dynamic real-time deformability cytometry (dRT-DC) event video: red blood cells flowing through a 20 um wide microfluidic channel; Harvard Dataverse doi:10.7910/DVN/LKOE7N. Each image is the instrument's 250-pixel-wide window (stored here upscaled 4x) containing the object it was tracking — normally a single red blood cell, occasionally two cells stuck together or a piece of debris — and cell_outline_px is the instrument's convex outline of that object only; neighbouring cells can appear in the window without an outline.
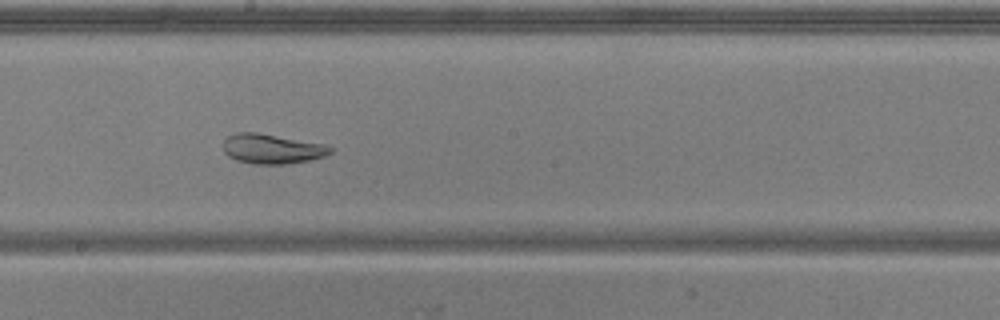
{"species": "common noctule bat (a hibernating species)", "species_latin": "Nyctalus noctula", "temperature_condition": "warm", "stored_images_in_passage": 52, "camera_frame_rate_fps": 3000, "um_per_image_px": 0.085, "animal": {"sex": "male", "body_mass_g": 20.5, "forearm_length_mm": 52.5}, "frame": {"image": 1, "passage_image": 30, "time_ms": 9.667, "image_size_px": [1000, 320], "cell_outline_px": [[332, 152], [324, 156], [308, 160], [288, 164], [252, 164], [236, 160], [228, 156], [224, 152], [224, 140], [228, 136], [236, 132], [256, 132], [324, 144], [332, 148]], "centroid_in_image_um": [23.09, 12.65], "position_along_channel_um": 225.1, "area_um2": 18.5}}